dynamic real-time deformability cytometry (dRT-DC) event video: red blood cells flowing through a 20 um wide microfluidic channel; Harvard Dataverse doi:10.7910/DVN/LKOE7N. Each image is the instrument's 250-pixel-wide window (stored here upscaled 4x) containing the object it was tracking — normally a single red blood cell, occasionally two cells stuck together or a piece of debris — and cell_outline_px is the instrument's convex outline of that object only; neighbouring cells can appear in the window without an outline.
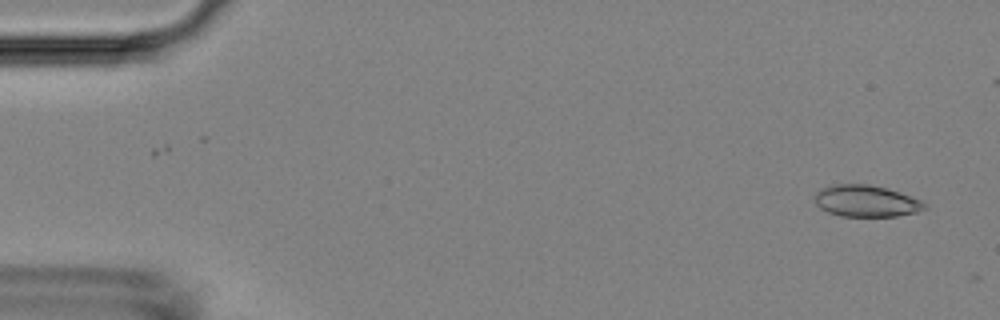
{"species": "Egyptian fruit bat (a non-hibernating species)", "species_latin": "Rousettus aegyptiacus", "temperature_condition": "room temperature", "stored_images_in_passage": 2, "camera_frame_rate_fps": 3000, "um_per_image_px": 0.085, "animal": {"sex": "female"}, "frame": {"image": 1, "passage_image": 2, "time_ms": 0.333, "image_size_px": [1000, 320], "cell_outline_px": [[928, 208], [916, 212], [896, 216], [840, 216], [828, 212], [820, 208], [812, 200], [812, 196], [820, 188], [832, 184], [868, 184], [888, 188], [912, 196], [928, 204]], "centroid_in_image_um": [73.59, 17.07], "position_along_channel_um": 11.4, "area_um2": 20.63}}